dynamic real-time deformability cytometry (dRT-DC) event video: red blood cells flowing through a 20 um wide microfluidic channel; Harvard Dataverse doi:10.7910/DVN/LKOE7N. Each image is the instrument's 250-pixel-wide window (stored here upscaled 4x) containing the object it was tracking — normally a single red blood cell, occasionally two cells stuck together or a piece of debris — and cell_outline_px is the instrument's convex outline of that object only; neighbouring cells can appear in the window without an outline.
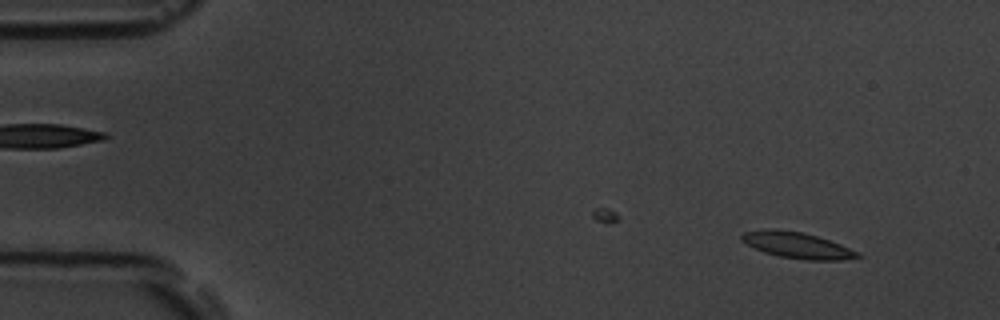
{"species": "common noctule bat (a hibernating species)", "species_latin": "Nyctalus noctula", "temperature_condition": "room temperature", "stored_images_in_passage": 50, "camera_frame_rate_fps": 3000, "um_per_image_px": 0.085, "animal": {"sex": "male", "body_mass_g": 19.5, "forearm_length_mm": 54.6}, "frame": {"image": 1, "passage_image": 5, "time_ms": 1.333, "image_size_px": [1000, 320], "cell_outline_px": [[864, 256], [840, 260], [808, 260], [780, 256], [764, 252], [740, 240], [740, 236], [744, 232], [804, 232], [840, 244], [860, 252]], "centroid_in_image_um": [67.89, 20.9], "position_along_channel_um": 17.1, "area_um2": 16.65}}
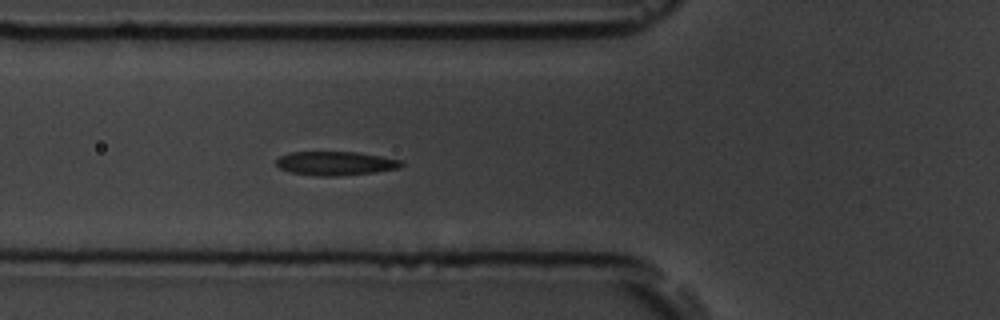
{"frame": {"image": 2, "passage_image": 20, "time_ms": 6.333, "image_size_px": [1000, 320], "cell_outline_px": [[404, 164], [400, 168], [376, 172], [336, 176], [316, 176], [292, 172], [280, 168], [276, 164], [276, 160], [280, 156], [288, 152], [360, 152], [404, 160]], "centroid_in_image_um": [28.57, 13.88], "position_along_channel_um": 97.2, "area_um2": 17.57}}
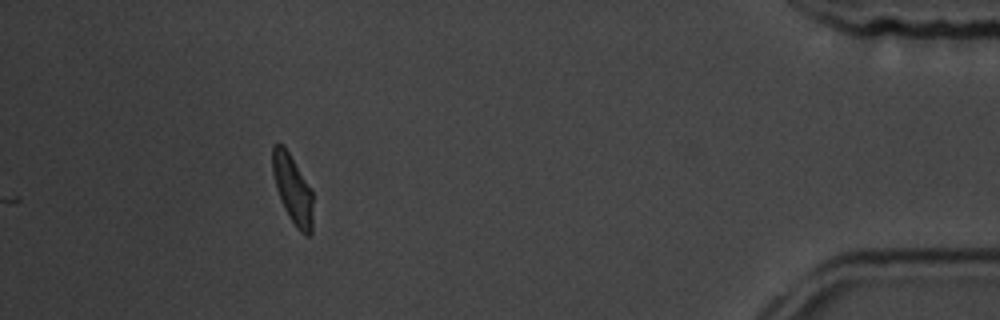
{"frame": {"image": 3, "passage_image": 50, "time_ms": 16.333, "image_size_px": [1000, 320], "cell_outline_px": [[312, 232], [308, 236], [304, 236], [296, 228], [284, 208], [280, 200], [276, 188], [272, 172], [272, 144], [284, 144], [312, 192]], "centroid_in_image_um": [24.85, 16.1], "position_along_channel_um": 410.3, "area_um2": 16.13}, "authors_computed_cell_mechanics": {"area_um2": 17.5423, "velocity_mm_per_s": 3.7041, "shape_relaxation_time_tau1_ms": 2.5772, "shape_relaxation_time_tau2_ms": 1.5104, "deformation_change_tau1": 0.1153, "deformation_change_tau2": 0.0683}}